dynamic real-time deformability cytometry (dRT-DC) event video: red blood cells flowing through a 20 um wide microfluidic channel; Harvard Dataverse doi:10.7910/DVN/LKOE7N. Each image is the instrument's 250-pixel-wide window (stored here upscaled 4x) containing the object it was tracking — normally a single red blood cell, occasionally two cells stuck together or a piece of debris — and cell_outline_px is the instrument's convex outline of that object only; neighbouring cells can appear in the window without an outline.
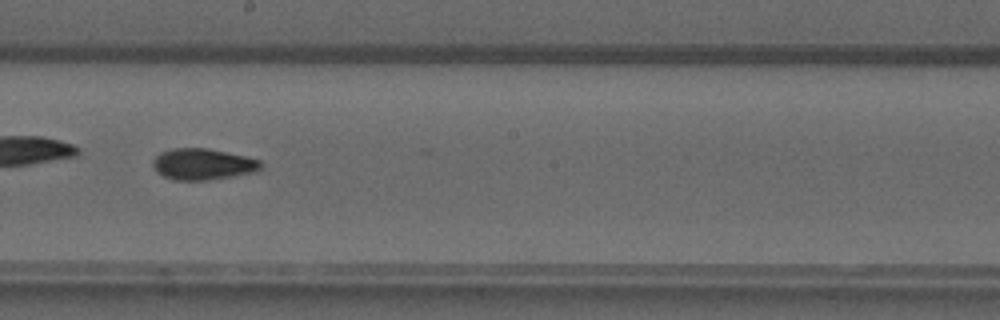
{"species": "common noctule bat (a hibernating species)", "species_latin": "Nyctalus noctula", "temperature_condition": "warm", "stored_images_in_passage": 47, "camera_frame_rate_fps": 3000, "um_per_image_px": 0.085, "animal": {"sex": "male", "forearm_length_mm": 52.5}, "frame": {"image": 1, "passage_image": 27, "time_ms": 8.667, "image_size_px": [1000, 320], "cell_outline_px": [[264, 168], [256, 172], [208, 180], [172, 180], [156, 172], [152, 164], [152, 160], [160, 152], [176, 148], [208, 148], [244, 156], [260, 160], [264, 164]], "centroid_in_image_um": [17.26, 13.96], "position_along_channel_um": 230.9, "area_um2": 19.83}}